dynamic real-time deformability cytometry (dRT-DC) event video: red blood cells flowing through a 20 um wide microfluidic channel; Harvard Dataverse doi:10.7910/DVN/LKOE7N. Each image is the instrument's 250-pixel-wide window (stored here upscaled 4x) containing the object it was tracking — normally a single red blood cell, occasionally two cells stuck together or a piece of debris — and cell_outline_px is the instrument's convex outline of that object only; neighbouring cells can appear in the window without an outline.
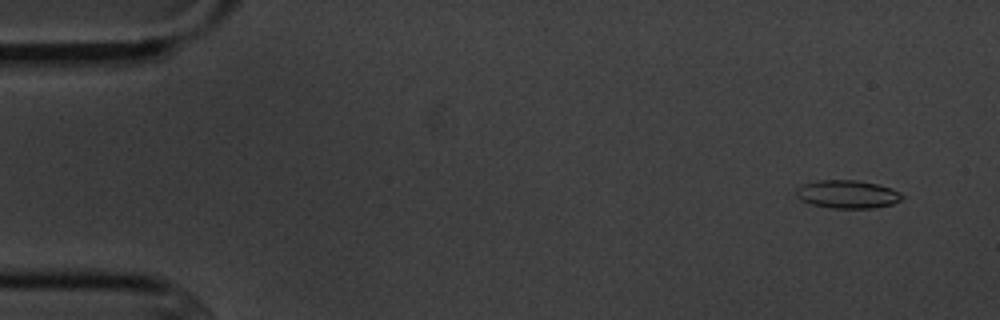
{"species": "common noctule bat (a hibernating species)", "species_latin": "Nyctalus noctula", "temperature_condition": "cold", "stored_images_in_passage": 4, "camera_frame_rate_fps": 3000, "um_per_image_px": 0.085, "animal": {"sex": "male", "body_mass_g": 20.1, "forearm_length_mm": 53.5}, "frame": {"image": 1, "passage_image": 1, "time_ms": 0.0, "image_size_px": [1000, 320], "cell_outline_px": [[904, 196], [900, 200], [892, 204], [872, 208], [832, 208], [812, 204], [800, 200], [796, 196], [796, 188], [800, 184], [816, 180], [856, 180], [876, 184], [892, 188], [900, 192]], "centroid_in_image_um": [72.0, 16.5], "position_along_channel_um": 13.0, "area_um2": 17.46}}
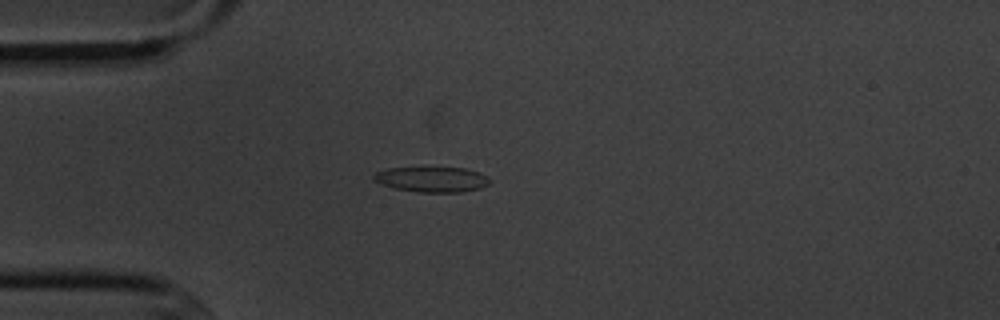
{"frame": {"image": 2, "passage_image": 4, "time_ms": 3.667, "image_size_px": [1000, 320], "cell_outline_px": [[488, 184], [480, 188], [460, 192], [416, 192], [396, 188], [372, 180], [372, 176], [376, 172], [388, 168], [464, 168], [480, 172], [488, 176]], "centroid_in_image_um": [36.71, 15.24], "position_along_channel_um": 48.3, "area_um2": 16.88}}